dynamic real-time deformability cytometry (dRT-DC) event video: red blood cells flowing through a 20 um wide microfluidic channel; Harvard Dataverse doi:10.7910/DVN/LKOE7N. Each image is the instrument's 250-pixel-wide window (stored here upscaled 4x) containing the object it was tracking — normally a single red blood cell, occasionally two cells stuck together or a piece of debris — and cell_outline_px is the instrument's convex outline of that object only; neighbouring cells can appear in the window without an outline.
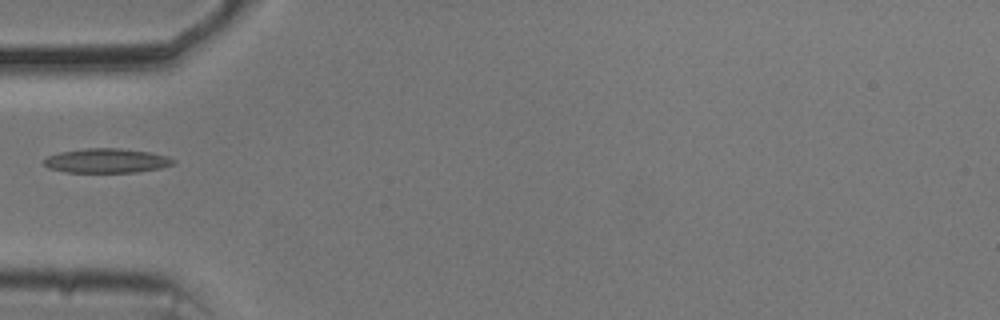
{"species": "common noctule bat (a hibernating species)", "species_latin": "Nyctalus noctula", "temperature_condition": "cold", "stored_images_in_passage": 3, "camera_frame_rate_fps": 3000, "um_per_image_px": 0.085, "animal": {"sex": "male", "body_mass_g": 20.5, "forearm_length_mm": 52.5}, "frame": {"image": 1, "passage_image": 1, "time_ms": 0.0, "image_size_px": [1000, 320], "cell_outline_px": [[176, 164], [160, 168], [136, 172], [64, 172], [48, 168], [44, 164], [44, 160], [48, 156], [60, 152], [84, 148], [120, 148], [148, 152], [168, 156], [176, 160]], "centroid_in_image_um": [9.08, 13.66], "position_along_channel_um": 75.9, "area_um2": 18.44}}